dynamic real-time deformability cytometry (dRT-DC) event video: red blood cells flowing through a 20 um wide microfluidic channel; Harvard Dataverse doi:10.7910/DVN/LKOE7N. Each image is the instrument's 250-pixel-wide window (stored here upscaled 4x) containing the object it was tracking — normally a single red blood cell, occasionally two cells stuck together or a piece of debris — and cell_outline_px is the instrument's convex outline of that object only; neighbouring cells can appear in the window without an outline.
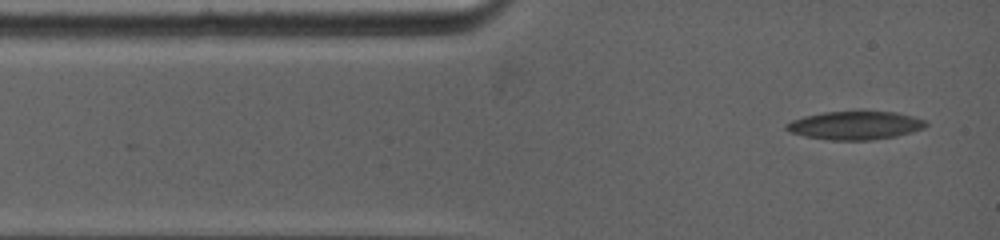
{"species": "common noctule bat (a hibernating species)", "species_latin": "Nyctalus noctula", "temperature_condition": "warm", "stored_images_in_passage": 49, "camera_frame_rate_fps": 5000, "um_per_image_px": 0.085, "animal": {"sex": "female", "body_mass_g": 19.0, "forearm_length_mm": 53.3}, "frame": {"image": 1, "passage_image": 1, "time_ms": 0.0, "image_size_px": [1000, 240], "cell_outline_px": [[928, 124], [924, 128], [912, 132], [896, 136], [872, 140], [832, 140], [804, 136], [792, 132], [784, 128], [784, 124], [792, 120], [804, 116], [824, 112], [896, 112], [928, 120]], "centroid_in_image_um": [72.71, 10.66], "position_along_channel_um": 12.3, "area_um2": 23.0}}
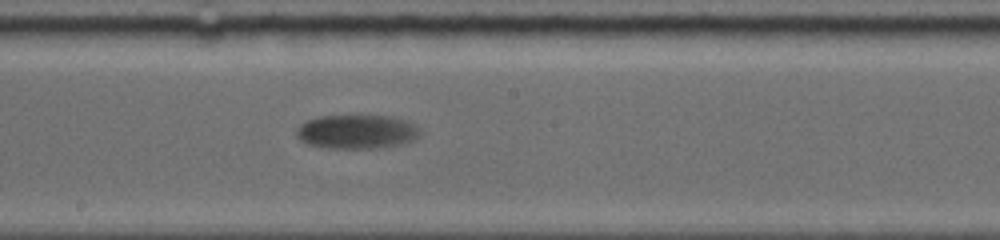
{"frame": {"image": 2, "passage_image": 19, "time_ms": 6.6, "image_size_px": [1000, 240], "cell_outline_px": [[424, 132], [416, 140], [400, 144], [376, 148], [328, 148], [308, 144], [300, 140], [296, 136], [296, 128], [300, 124], [316, 116], [392, 116], [404, 120], [420, 128]], "centroid_in_image_um": [30.34, 11.2], "position_along_channel_um": 217.9, "area_um2": 24.68}}
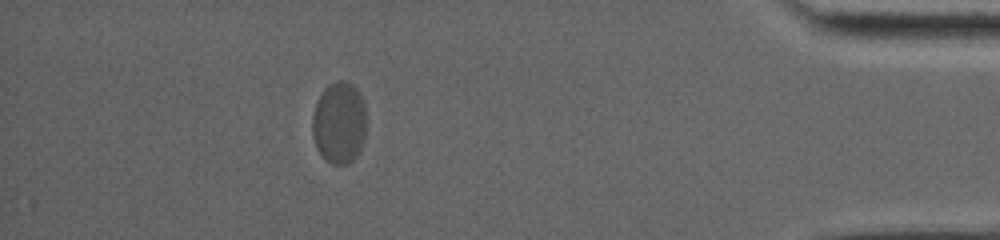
{"frame": {"image": 3, "passage_image": 39, "time_ms": 13.4, "image_size_px": [1000, 240], "cell_outline_px": [[364, 140], [356, 156], [352, 160], [344, 164], [332, 164], [324, 160], [316, 148], [312, 136], [312, 116], [316, 104], [324, 88], [328, 84], [336, 80], [344, 80], [352, 84], [360, 92], [364, 100]], "centroid_in_image_um": [28.8, 10.42], "position_along_channel_um": 406.4, "area_um2": 25.89}, "authors_computed_cell_mechanics": {"area_um2": 24.7962, "velocity_mm_per_s": 3.6406, "shape_relaxation_time_tau1_ms": 1.9673, "shape_relaxation_time_tau2_ms": null, "deformation_change_tau1": 0.0887, "deformation_change_tau2": null}}